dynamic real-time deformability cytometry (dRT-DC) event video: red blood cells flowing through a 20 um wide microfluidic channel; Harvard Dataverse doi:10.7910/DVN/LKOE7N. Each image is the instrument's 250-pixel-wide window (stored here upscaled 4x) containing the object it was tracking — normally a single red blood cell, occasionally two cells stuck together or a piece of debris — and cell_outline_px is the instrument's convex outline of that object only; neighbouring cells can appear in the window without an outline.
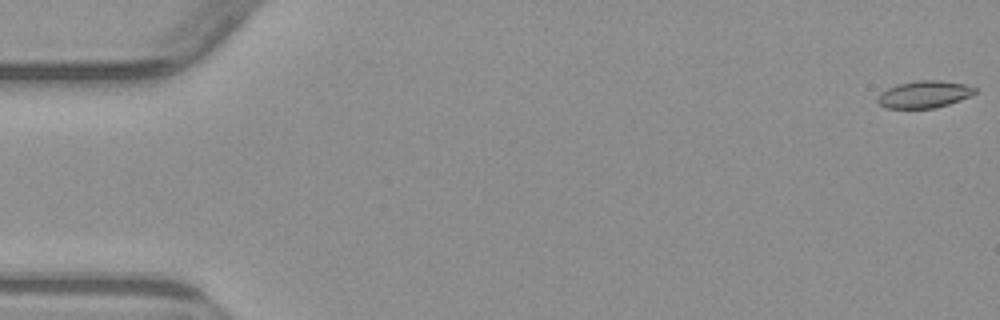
{"species": "common noctule bat (a hibernating species)", "species_latin": "Nyctalus noctula", "temperature_condition": "warm", "stored_images_in_passage": 5, "camera_frame_rate_fps": 3000, "um_per_image_px": 0.085, "animal": {"sex": "male", "body_mass_g": 23.1, "forearm_length_mm": 52.7}, "frame": {"image": 1, "passage_image": 1, "time_ms": 0.0, "image_size_px": [1000, 320], "cell_outline_px": [[976, 92], [960, 100], [936, 108], [884, 108], [876, 100], [880, 92], [896, 84], [916, 80], [940, 80], [964, 84], [976, 88]], "centroid_in_image_um": [78.52, 8.01], "position_along_channel_um": 6.5, "area_um2": 15.37}}
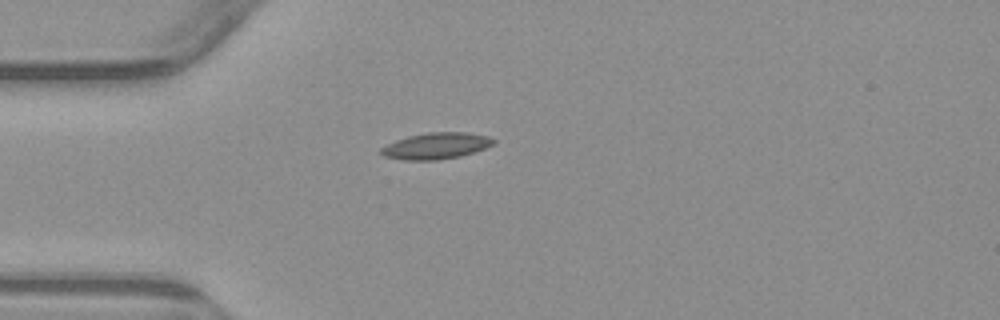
{"frame": {"image": 2, "passage_image": 4, "time_ms": 4.667, "image_size_px": [1000, 320], "cell_outline_px": [[496, 144], [460, 156], [436, 160], [404, 160], [384, 156], [380, 152], [380, 148], [396, 140], [408, 136], [428, 132], [468, 132], [488, 136], [496, 140]], "centroid_in_image_um": [37.08, 12.39], "position_along_channel_um": 47.9, "area_um2": 17.22}}